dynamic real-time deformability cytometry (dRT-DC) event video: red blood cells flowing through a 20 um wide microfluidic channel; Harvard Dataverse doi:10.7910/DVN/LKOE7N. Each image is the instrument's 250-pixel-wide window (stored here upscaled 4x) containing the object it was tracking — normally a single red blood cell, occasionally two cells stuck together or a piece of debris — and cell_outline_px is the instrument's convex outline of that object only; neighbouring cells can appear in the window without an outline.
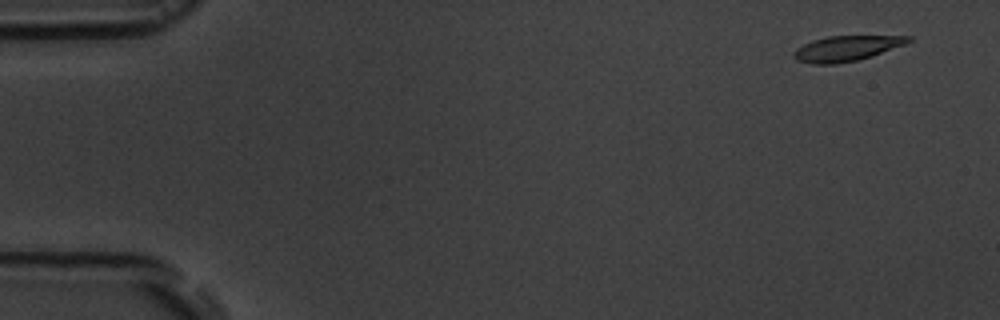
{"species": "common noctule bat (a hibernating species)", "species_latin": "Nyctalus noctula", "temperature_condition": "room temperature", "stored_images_in_passage": 5, "segment_of_instrument_passage": [1, 2], "camera_frame_rate_fps": 3000, "um_per_image_px": 0.085, "animal": {"sex": "male", "body_mass_g": 19.5, "forearm_length_mm": 54.6}, "frame": {"image": 1, "passage_image": 1, "time_ms": 0.0, "image_size_px": [1000, 320], "cell_outline_px": [[912, 40], [904, 44], [872, 56], [856, 60], [836, 64], [812, 64], [796, 60], [792, 56], [792, 52], [796, 48], [812, 40], [828, 36], [912, 36]], "centroid_in_image_um": [71.89, 4.12], "position_along_channel_um": 13.1, "area_um2": 16.82}}
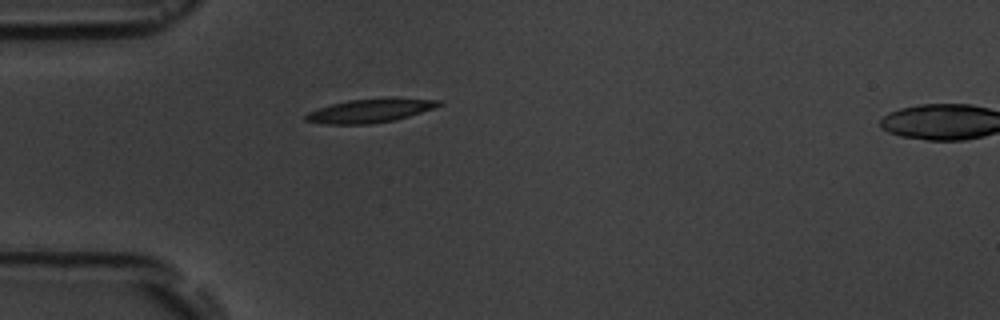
{"frame": {"image": 2, "passage_image": 4, "time_ms": 4.333, "image_size_px": [1000, 320], "cell_outline_px": [[444, 104], [408, 116], [392, 120], [368, 124], [324, 124], [304, 120], [304, 116], [308, 112], [332, 104], [348, 100], [396, 96], [440, 100]], "centroid_in_image_um": [31.49, 9.38], "position_along_channel_um": 53.5, "area_um2": 18.55}}